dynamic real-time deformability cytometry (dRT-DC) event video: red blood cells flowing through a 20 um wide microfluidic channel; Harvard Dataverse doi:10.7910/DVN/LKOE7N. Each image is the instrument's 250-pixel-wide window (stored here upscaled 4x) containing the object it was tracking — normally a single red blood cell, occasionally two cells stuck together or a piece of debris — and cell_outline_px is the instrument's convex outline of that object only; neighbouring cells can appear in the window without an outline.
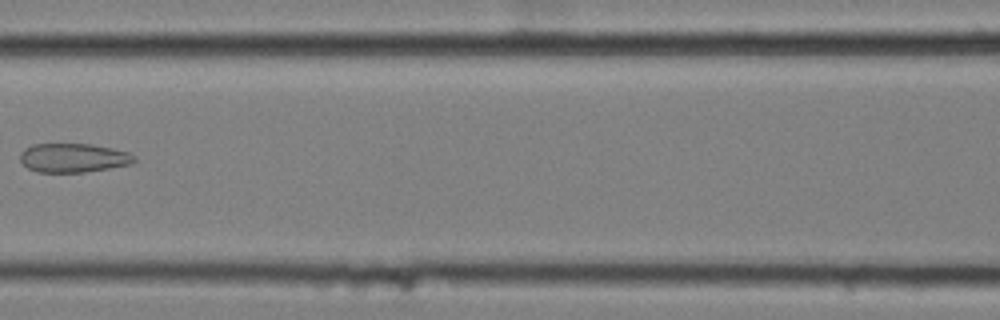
{"species": "common noctule bat (a hibernating species)", "species_latin": "Nyctalus noctula", "temperature_condition": "cold", "stored_images_in_passage": 6, "camera_frame_rate_fps": 3000, "um_per_image_px": 0.085, "animal": {"sex": "female", "body_mass_g": 25.1}, "frame": {"image": 1, "passage_image": 6, "time_ms": 1.667, "image_size_px": [1000, 320], "cell_outline_px": [[136, 160], [128, 164], [108, 168], [84, 172], [36, 172], [28, 168], [20, 160], [20, 152], [24, 148], [32, 144], [92, 144], [112, 148], [128, 152], [136, 156]], "centroid_in_image_um": [6.2, 13.41], "position_along_channel_um": 160.4, "area_um2": 19.25}}